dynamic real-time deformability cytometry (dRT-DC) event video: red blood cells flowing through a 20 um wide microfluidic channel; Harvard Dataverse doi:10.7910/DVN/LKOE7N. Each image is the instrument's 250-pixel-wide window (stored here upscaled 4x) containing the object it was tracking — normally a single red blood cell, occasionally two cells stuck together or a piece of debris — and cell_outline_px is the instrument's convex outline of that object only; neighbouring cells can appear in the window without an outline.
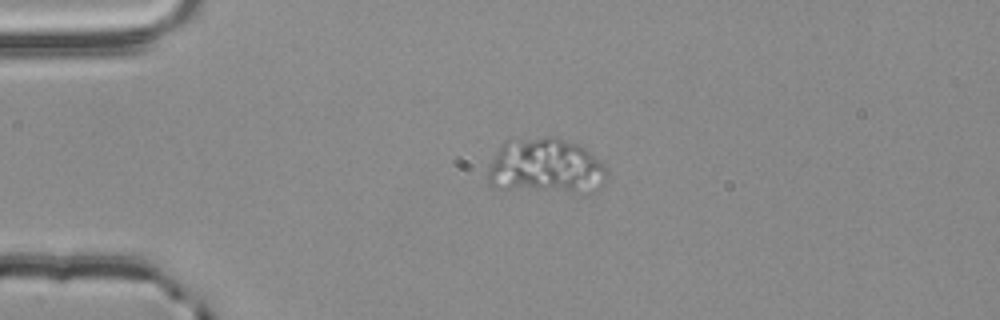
{"species": "common noctule bat (a hibernating species)", "species_latin": "Nyctalus noctula", "temperature_condition": "room temperature", "stored_images_in_passage": 51, "camera_frame_rate_fps": 3000, "um_per_image_px": 0.085, "animal": {"sex": "male", "body_mass_g": 20.4}, "frame": {"image": 1, "passage_image": 10, "time_ms": 3.0, "image_size_px": [1000, 320], "cell_outline_px": [[608, 176], [604, 184], [596, 192], [588, 196], [580, 196], [488, 188], [484, 180], [484, 176], [496, 148], [504, 140], [544, 136], [556, 136], [576, 144], [584, 148], [604, 164], [608, 172]], "centroid_in_image_um": [46.35, 14.23], "position_along_channel_um": 38.7, "area_um2": 41.44}}
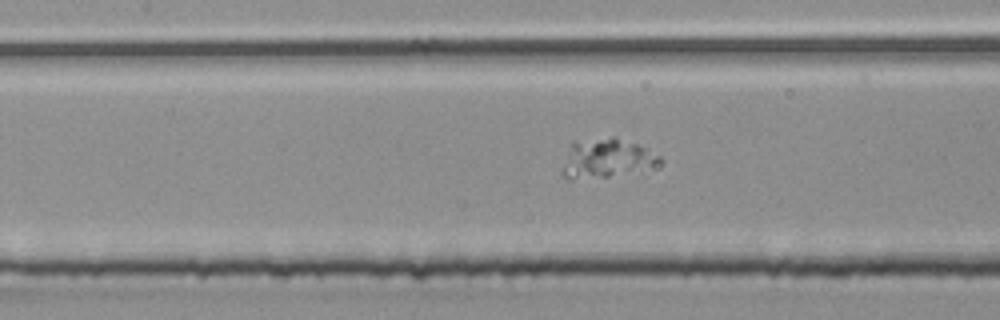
{"frame": {"image": 2, "passage_image": 22, "time_ms": 7.0, "image_size_px": [1000, 320], "cell_outline_px": [[660, 168], [608, 176], [568, 180], [560, 172], [572, 140], [612, 136], [636, 144], [660, 156]], "centroid_in_image_um": [51.54, 13.46], "position_along_channel_um": 155.9, "area_um2": 22.54}}
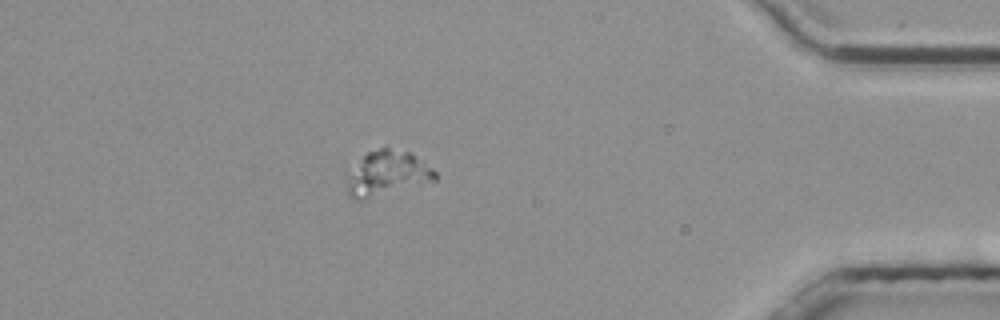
{"frame": {"image": 3, "passage_image": 45, "time_ms": 14.667, "image_size_px": [1000, 320], "cell_outline_px": [[436, 180], [364, 200], [352, 200], [348, 196], [348, 176], [364, 156], [368, 152], [384, 144], [388, 144], [412, 152], [432, 168], [436, 172]], "centroid_in_image_um": [32.94, 14.7], "position_along_channel_um": 402.3, "area_um2": 23.29}}